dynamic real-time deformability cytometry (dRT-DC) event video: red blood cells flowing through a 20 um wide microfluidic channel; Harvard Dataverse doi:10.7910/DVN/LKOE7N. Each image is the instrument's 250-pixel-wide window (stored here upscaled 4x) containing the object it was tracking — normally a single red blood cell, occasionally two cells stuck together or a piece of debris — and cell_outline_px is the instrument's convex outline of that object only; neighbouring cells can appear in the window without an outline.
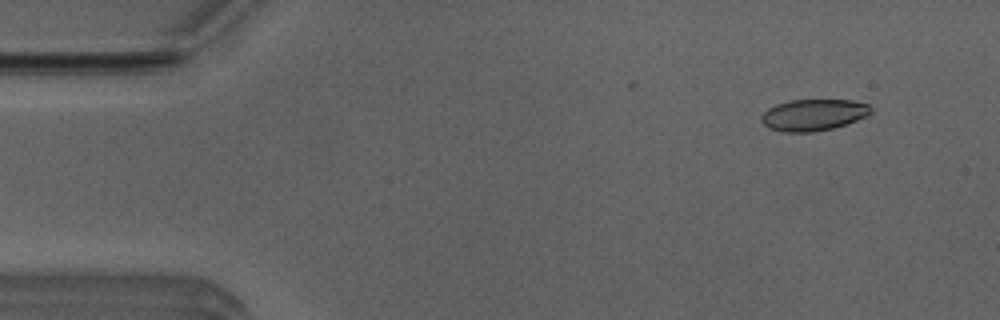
{"species": "Egyptian fruit bat (a non-hibernating species)", "species_latin": "Rousettus aegyptiacus", "temperature_condition": "room temperature", "stored_images_in_passage": 46, "camera_frame_rate_fps": 3000, "um_per_image_px": 0.085, "animal": {"sex": "male"}, "frame": {"image": 1, "passage_image": 5, "time_ms": 1.333, "image_size_px": [1000, 320], "cell_outline_px": [[872, 112], [868, 116], [832, 128], [812, 132], [784, 132], [768, 128], [760, 120], [760, 116], [768, 108], [776, 104], [788, 100], [852, 100], [868, 104], [872, 108]], "centroid_in_image_um": [69.12, 9.76], "position_along_channel_um": 15.9, "area_um2": 20.17}}
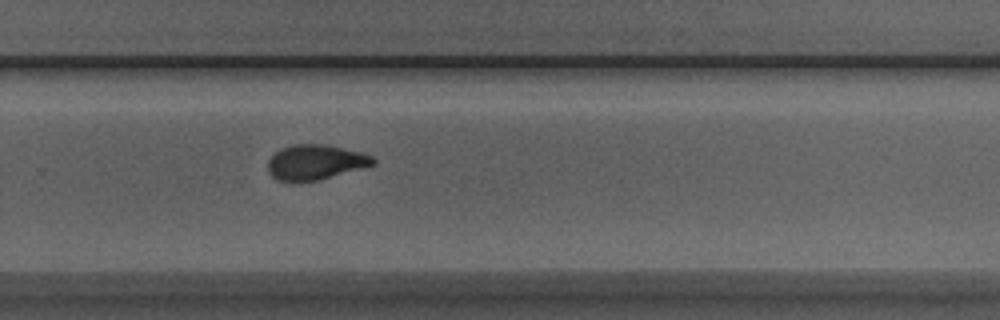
{"frame": {"image": 2, "passage_image": 34, "time_ms": 11.0, "image_size_px": [1000, 320], "cell_outline_px": [[376, 164], [316, 180], [276, 180], [268, 172], [268, 160], [280, 148], [292, 144], [324, 144], [360, 152], [372, 156], [376, 160]], "centroid_in_image_um": [26.79, 13.76], "position_along_channel_um": 303.0, "area_um2": 21.04}}
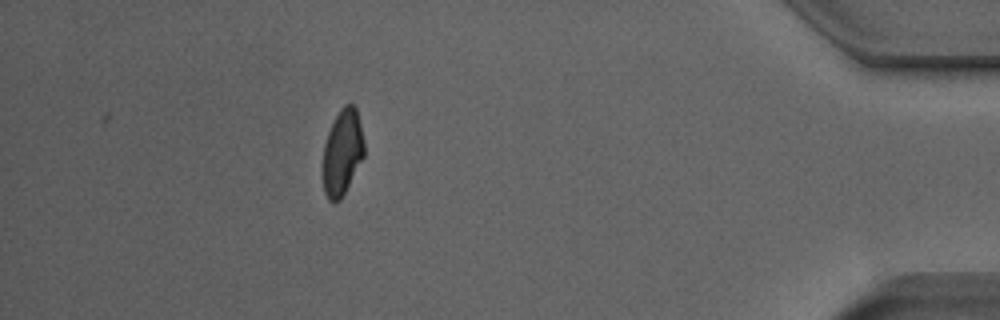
{"frame": {"image": 3, "passage_image": 46, "time_ms": 15.0, "image_size_px": [1000, 320], "cell_outline_px": [[364, 156], [340, 200], [336, 204], [328, 200], [324, 192], [324, 144], [328, 132], [340, 108], [344, 104], [352, 104], [356, 108], [364, 140]], "centroid_in_image_um": [29.11, 12.95], "position_along_channel_um": 406.1, "area_um2": 20.35}, "authors_computed_cell_mechanics": {"area_um2": 21.386, "velocity_mm_per_s": 3.9792, "shape_relaxation_time_tau1_ms": 4.7364, "shape_relaxation_time_tau2_ms": 2.2071, "deformation_change_tau1": 0.1684, "deformation_change_tau2": 0.0716}}